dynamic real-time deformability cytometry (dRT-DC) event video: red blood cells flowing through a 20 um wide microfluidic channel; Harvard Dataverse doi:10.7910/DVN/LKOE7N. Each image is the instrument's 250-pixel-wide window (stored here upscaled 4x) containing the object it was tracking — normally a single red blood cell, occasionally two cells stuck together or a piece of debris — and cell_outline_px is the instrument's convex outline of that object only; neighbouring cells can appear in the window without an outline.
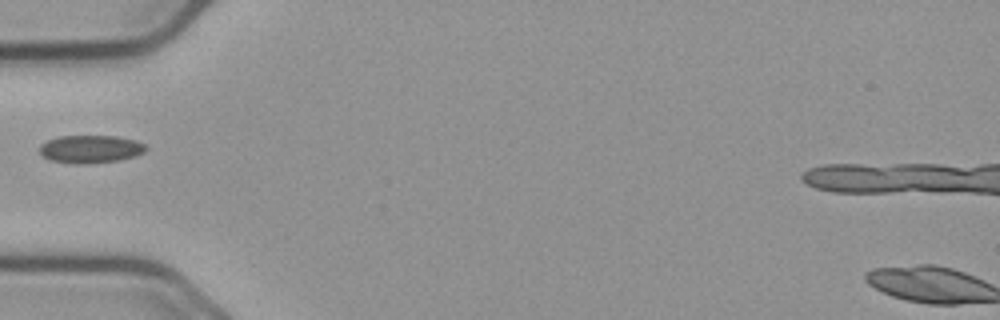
{"species": "common noctule bat (a hibernating species)", "species_latin": "Nyctalus noctula", "temperature_condition": "cold", "stored_images_in_passage": 38, "camera_frame_rate_fps": 3000, "um_per_image_px": 0.085, "animal": {"sex": "male", "body_mass_g": 23.1, "forearm_length_mm": 52.7}, "frame": {"image": 1, "passage_image": 1, "time_ms": 0.0, "image_size_px": [1000, 320], "cell_outline_px": [[148, 148], [144, 152], [136, 156], [120, 160], [84, 164], [72, 164], [52, 160], [44, 156], [40, 152], [40, 144], [48, 140], [60, 136], [116, 136], [136, 140], [144, 144]], "centroid_in_image_um": [7.72, 12.67], "position_along_channel_um": 77.3, "area_um2": 17.28}}
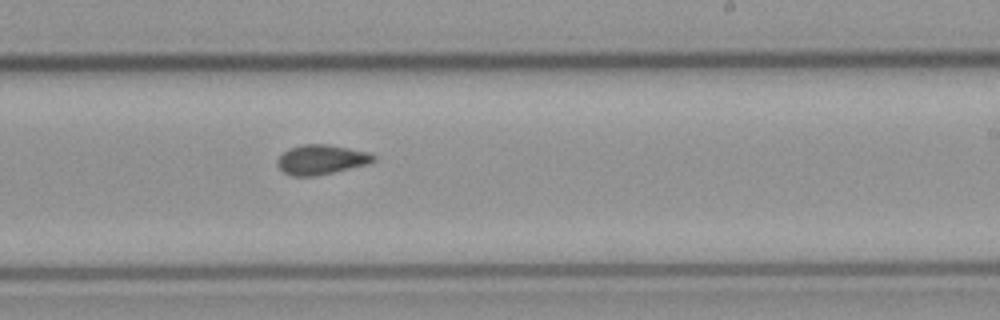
{"frame": {"image": 2, "passage_image": 16, "time_ms": 5.0, "image_size_px": [1000, 320], "cell_outline_px": [[376, 160], [368, 164], [316, 176], [292, 176], [284, 172], [276, 164], [276, 160], [284, 152], [292, 148], [304, 144], [328, 144], [368, 152], [376, 156]], "centroid_in_image_um": [27.32, 13.57], "position_along_channel_um": 261.7, "area_um2": 16.53}}
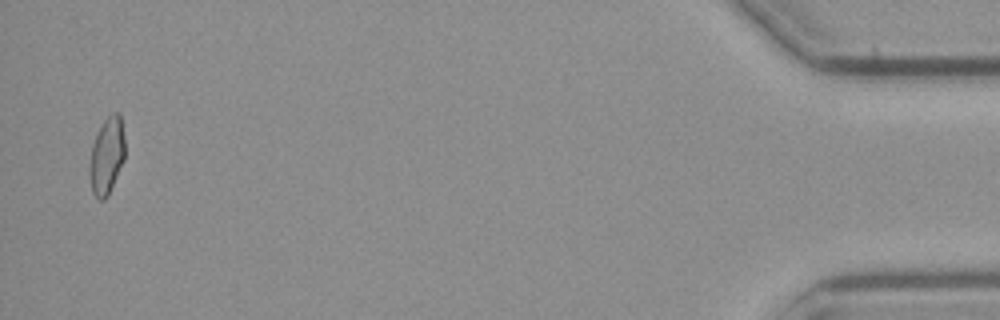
{"frame": {"image": 3, "passage_image": 37, "time_ms": 12.0, "image_size_px": [1000, 320], "cell_outline_px": [[124, 160], [108, 196], [104, 200], [100, 200], [92, 192], [88, 176], [88, 168], [92, 144], [104, 120], [112, 112], [120, 112], [124, 140]], "centroid_in_image_um": [9.06, 13.27], "position_along_channel_um": 426.1, "area_um2": 15.95}}